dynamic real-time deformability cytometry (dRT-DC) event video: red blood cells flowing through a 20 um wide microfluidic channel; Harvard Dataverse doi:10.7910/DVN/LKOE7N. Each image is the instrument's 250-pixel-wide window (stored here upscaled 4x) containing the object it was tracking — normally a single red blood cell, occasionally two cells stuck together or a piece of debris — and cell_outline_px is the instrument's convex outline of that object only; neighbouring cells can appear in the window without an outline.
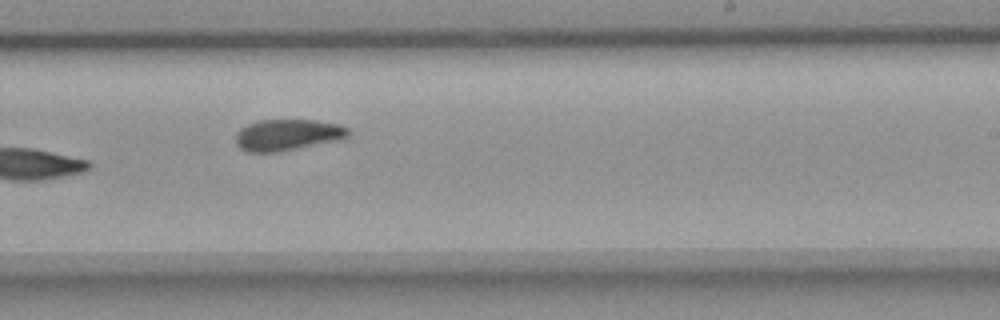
{"species": "common noctule bat (a hibernating species)", "species_latin": "Nyctalus noctula", "temperature_condition": "room temperature", "stored_images_in_passage": 13, "camera_frame_rate_fps": 3000, "um_per_image_px": 0.085, "animal": {"sex": "female", "body_mass_g": 18.4}, "frame": {"image": 1, "passage_image": 8, "time_ms": 2.333, "image_size_px": [1000, 320], "cell_outline_px": [[352, 132], [348, 136], [336, 140], [280, 152], [248, 152], [240, 148], [236, 144], [236, 132], [240, 128], [248, 124], [260, 120], [316, 120], [340, 124], [348, 128]], "centroid_in_image_um": [24.43, 11.46], "position_along_channel_um": 264.6, "area_um2": 20.58}}
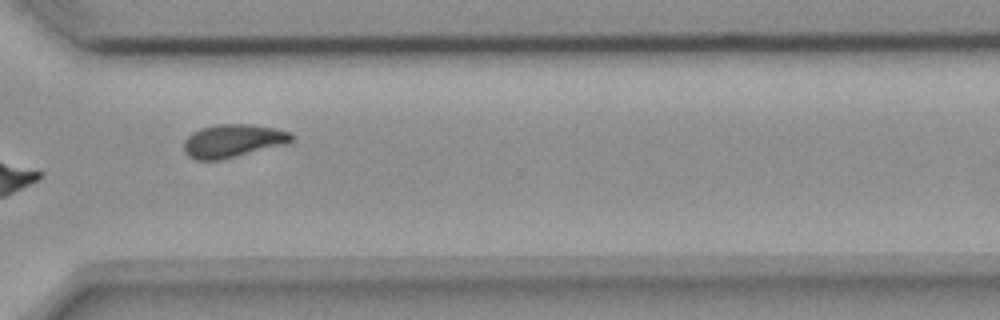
{"frame": {"image": 2, "passage_image": 10, "time_ms": 3.0, "image_size_px": [1000, 320], "cell_outline_px": [[296, 136], [288, 144], [220, 160], [196, 160], [188, 156], [184, 152], [184, 140], [192, 132], [200, 128], [216, 124], [248, 124], [276, 128], [292, 132]], "centroid_in_image_um": [19.83, 11.97], "position_along_channel_um": 350.8, "area_um2": 21.1}}